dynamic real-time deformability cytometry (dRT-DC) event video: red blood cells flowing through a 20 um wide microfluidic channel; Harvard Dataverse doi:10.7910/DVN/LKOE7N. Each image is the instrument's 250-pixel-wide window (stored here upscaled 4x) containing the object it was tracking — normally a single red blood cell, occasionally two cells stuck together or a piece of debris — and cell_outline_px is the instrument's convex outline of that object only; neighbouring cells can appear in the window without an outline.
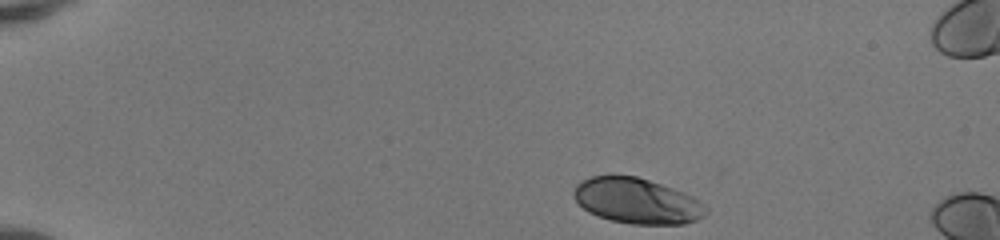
{"species": "human", "species_latin": "Homo sapiens", "temperature_condition": "room temperature", "stored_images_in_passage": 42, "camera_frame_rate_fps": 3000, "um_per_image_px": 0.085, "donor": {"sex": "female"}, "frame": {"image": 1, "passage_image": 1, "time_ms": 0.0, "image_size_px": [1000, 240], "cell_outline_px": [[708, 212], [704, 216], [696, 220], [684, 224], [632, 224], [612, 220], [588, 212], [572, 196], [572, 192], [576, 184], [592, 176], [636, 176], [684, 192], [692, 196], [704, 204], [708, 208]], "centroid_in_image_um": [54.16, 17.08], "position_along_channel_um": 30.8, "area_um2": 34.8}}
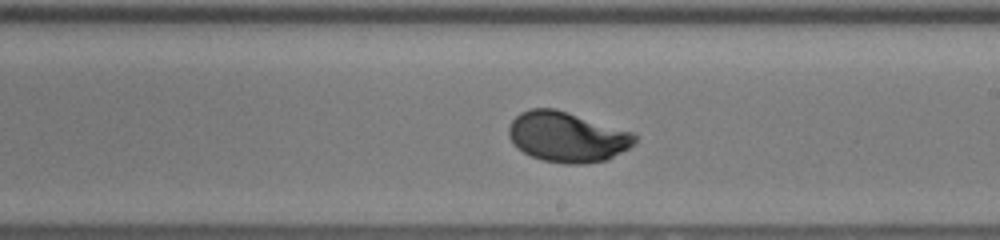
{"frame": {"image": 2, "passage_image": 23, "time_ms": 7.333, "image_size_px": [1000, 240], "cell_outline_px": [[636, 140], [628, 148], [608, 160], [584, 164], [564, 164], [544, 160], [532, 156], [516, 148], [512, 144], [508, 136], [508, 128], [512, 120], [520, 112], [532, 108], [556, 108], [632, 132], [636, 136]], "centroid_in_image_um": [48.17, 11.64], "position_along_channel_um": 240.8, "area_um2": 36.99}}
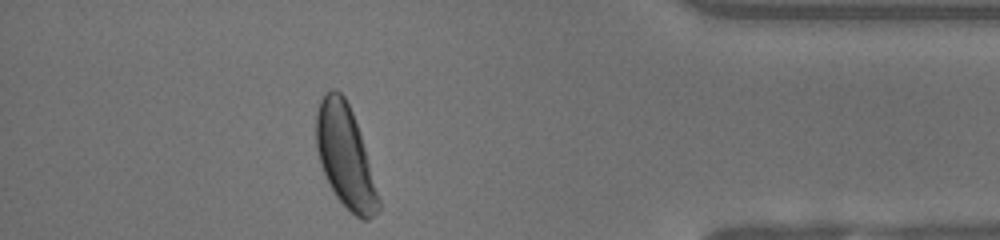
{"frame": {"image": 3, "passage_image": 37, "time_ms": 12.0, "image_size_px": [1000, 240], "cell_outline_px": [[380, 208], [368, 220], [364, 220], [356, 216], [336, 196], [328, 184], [320, 164], [316, 148], [316, 112], [320, 100], [332, 88], [336, 88], [344, 96], [352, 112], [360, 132], [380, 200]], "centroid_in_image_um": [29.32, 13.28], "position_along_channel_um": 405.9, "area_um2": 36.7}, "authors_computed_cell_mechanics": {"area_um2": 35.9516, "velocity_mm_per_s": 4.139, "shape_relaxation_time_tau1_ms": 2.1997, "shape_relaxation_time_tau2_ms": null, "deformation_change_tau1": 0.1489, "deformation_change_tau2": null}}